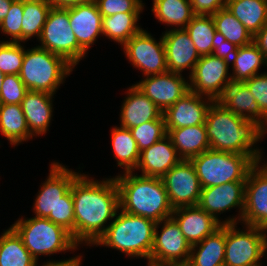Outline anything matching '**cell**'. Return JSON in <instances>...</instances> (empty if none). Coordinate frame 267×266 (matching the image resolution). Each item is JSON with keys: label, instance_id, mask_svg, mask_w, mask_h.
Instances as JSON below:
<instances>
[{"label": "cell", "instance_id": "cell-17", "mask_svg": "<svg viewBox=\"0 0 267 266\" xmlns=\"http://www.w3.org/2000/svg\"><path fill=\"white\" fill-rule=\"evenodd\" d=\"M135 86L164 113L189 91V80L182 74L167 71L146 76Z\"/></svg>", "mask_w": 267, "mask_h": 266}, {"label": "cell", "instance_id": "cell-35", "mask_svg": "<svg viewBox=\"0 0 267 266\" xmlns=\"http://www.w3.org/2000/svg\"><path fill=\"white\" fill-rule=\"evenodd\" d=\"M212 17L216 31L221 33L227 41L238 47L253 42V35L226 7L212 14Z\"/></svg>", "mask_w": 267, "mask_h": 266}, {"label": "cell", "instance_id": "cell-20", "mask_svg": "<svg viewBox=\"0 0 267 266\" xmlns=\"http://www.w3.org/2000/svg\"><path fill=\"white\" fill-rule=\"evenodd\" d=\"M102 15L94 0L69 7L70 25L79 46L86 52L102 35Z\"/></svg>", "mask_w": 267, "mask_h": 266}, {"label": "cell", "instance_id": "cell-9", "mask_svg": "<svg viewBox=\"0 0 267 266\" xmlns=\"http://www.w3.org/2000/svg\"><path fill=\"white\" fill-rule=\"evenodd\" d=\"M242 227L245 229L237 228V223L225 224L224 266H263L267 230L246 224Z\"/></svg>", "mask_w": 267, "mask_h": 266}, {"label": "cell", "instance_id": "cell-25", "mask_svg": "<svg viewBox=\"0 0 267 266\" xmlns=\"http://www.w3.org/2000/svg\"><path fill=\"white\" fill-rule=\"evenodd\" d=\"M54 95L43 91L28 90L21 102L30 133L37 137L49 131L53 117Z\"/></svg>", "mask_w": 267, "mask_h": 266}, {"label": "cell", "instance_id": "cell-50", "mask_svg": "<svg viewBox=\"0 0 267 266\" xmlns=\"http://www.w3.org/2000/svg\"><path fill=\"white\" fill-rule=\"evenodd\" d=\"M147 266H186V265L178 263H159V262L148 261Z\"/></svg>", "mask_w": 267, "mask_h": 266}, {"label": "cell", "instance_id": "cell-1", "mask_svg": "<svg viewBox=\"0 0 267 266\" xmlns=\"http://www.w3.org/2000/svg\"><path fill=\"white\" fill-rule=\"evenodd\" d=\"M81 173L72 183L75 242L93 246L106 232L120 210L119 191L115 178L97 180ZM109 221V224H108Z\"/></svg>", "mask_w": 267, "mask_h": 266}, {"label": "cell", "instance_id": "cell-33", "mask_svg": "<svg viewBox=\"0 0 267 266\" xmlns=\"http://www.w3.org/2000/svg\"><path fill=\"white\" fill-rule=\"evenodd\" d=\"M151 12L155 18L172 29H184L192 20L193 13L190 0H153Z\"/></svg>", "mask_w": 267, "mask_h": 266}, {"label": "cell", "instance_id": "cell-31", "mask_svg": "<svg viewBox=\"0 0 267 266\" xmlns=\"http://www.w3.org/2000/svg\"><path fill=\"white\" fill-rule=\"evenodd\" d=\"M111 146L117 166L124 172H135L140 158L136 140L129 129L114 126L111 129Z\"/></svg>", "mask_w": 267, "mask_h": 266}, {"label": "cell", "instance_id": "cell-44", "mask_svg": "<svg viewBox=\"0 0 267 266\" xmlns=\"http://www.w3.org/2000/svg\"><path fill=\"white\" fill-rule=\"evenodd\" d=\"M237 49L238 46L227 41L226 38L218 31L215 32L213 38V55L230 62L237 52Z\"/></svg>", "mask_w": 267, "mask_h": 266}, {"label": "cell", "instance_id": "cell-16", "mask_svg": "<svg viewBox=\"0 0 267 266\" xmlns=\"http://www.w3.org/2000/svg\"><path fill=\"white\" fill-rule=\"evenodd\" d=\"M161 179L173 209L198 204L201 185L190 160L182 159Z\"/></svg>", "mask_w": 267, "mask_h": 266}, {"label": "cell", "instance_id": "cell-51", "mask_svg": "<svg viewBox=\"0 0 267 266\" xmlns=\"http://www.w3.org/2000/svg\"><path fill=\"white\" fill-rule=\"evenodd\" d=\"M4 76H5V74L2 73L1 70H0V92H1L2 82H3Z\"/></svg>", "mask_w": 267, "mask_h": 266}, {"label": "cell", "instance_id": "cell-43", "mask_svg": "<svg viewBox=\"0 0 267 266\" xmlns=\"http://www.w3.org/2000/svg\"><path fill=\"white\" fill-rule=\"evenodd\" d=\"M244 83L254 96L262 113L267 117V72L254 75Z\"/></svg>", "mask_w": 267, "mask_h": 266}, {"label": "cell", "instance_id": "cell-15", "mask_svg": "<svg viewBox=\"0 0 267 266\" xmlns=\"http://www.w3.org/2000/svg\"><path fill=\"white\" fill-rule=\"evenodd\" d=\"M241 223L267 230V162L265 161L256 162L247 174Z\"/></svg>", "mask_w": 267, "mask_h": 266}, {"label": "cell", "instance_id": "cell-6", "mask_svg": "<svg viewBox=\"0 0 267 266\" xmlns=\"http://www.w3.org/2000/svg\"><path fill=\"white\" fill-rule=\"evenodd\" d=\"M263 155H242L206 150L192 157L201 188L223 185L228 182H246L251 167L263 161Z\"/></svg>", "mask_w": 267, "mask_h": 266}, {"label": "cell", "instance_id": "cell-49", "mask_svg": "<svg viewBox=\"0 0 267 266\" xmlns=\"http://www.w3.org/2000/svg\"><path fill=\"white\" fill-rule=\"evenodd\" d=\"M13 1L14 0H0V23L8 14Z\"/></svg>", "mask_w": 267, "mask_h": 266}, {"label": "cell", "instance_id": "cell-26", "mask_svg": "<svg viewBox=\"0 0 267 266\" xmlns=\"http://www.w3.org/2000/svg\"><path fill=\"white\" fill-rule=\"evenodd\" d=\"M166 130L177 153L184 160H190L210 149L205 124Z\"/></svg>", "mask_w": 267, "mask_h": 266}, {"label": "cell", "instance_id": "cell-46", "mask_svg": "<svg viewBox=\"0 0 267 266\" xmlns=\"http://www.w3.org/2000/svg\"><path fill=\"white\" fill-rule=\"evenodd\" d=\"M253 43L267 59V23L253 36Z\"/></svg>", "mask_w": 267, "mask_h": 266}, {"label": "cell", "instance_id": "cell-36", "mask_svg": "<svg viewBox=\"0 0 267 266\" xmlns=\"http://www.w3.org/2000/svg\"><path fill=\"white\" fill-rule=\"evenodd\" d=\"M51 5L47 0H24L22 18V42L39 39Z\"/></svg>", "mask_w": 267, "mask_h": 266}, {"label": "cell", "instance_id": "cell-41", "mask_svg": "<svg viewBox=\"0 0 267 266\" xmlns=\"http://www.w3.org/2000/svg\"><path fill=\"white\" fill-rule=\"evenodd\" d=\"M27 91L19 75L5 74L0 92V104L21 105Z\"/></svg>", "mask_w": 267, "mask_h": 266}, {"label": "cell", "instance_id": "cell-27", "mask_svg": "<svg viewBox=\"0 0 267 266\" xmlns=\"http://www.w3.org/2000/svg\"><path fill=\"white\" fill-rule=\"evenodd\" d=\"M225 224L204 240L191 246L186 266H224Z\"/></svg>", "mask_w": 267, "mask_h": 266}, {"label": "cell", "instance_id": "cell-48", "mask_svg": "<svg viewBox=\"0 0 267 266\" xmlns=\"http://www.w3.org/2000/svg\"><path fill=\"white\" fill-rule=\"evenodd\" d=\"M92 0H47V2L54 8H67L81 3L90 2Z\"/></svg>", "mask_w": 267, "mask_h": 266}, {"label": "cell", "instance_id": "cell-39", "mask_svg": "<svg viewBox=\"0 0 267 266\" xmlns=\"http://www.w3.org/2000/svg\"><path fill=\"white\" fill-rule=\"evenodd\" d=\"M25 47L21 42L0 41V70L4 74L18 75L22 67Z\"/></svg>", "mask_w": 267, "mask_h": 266}, {"label": "cell", "instance_id": "cell-38", "mask_svg": "<svg viewBox=\"0 0 267 266\" xmlns=\"http://www.w3.org/2000/svg\"><path fill=\"white\" fill-rule=\"evenodd\" d=\"M142 151L167 135L165 119H156L129 129Z\"/></svg>", "mask_w": 267, "mask_h": 266}, {"label": "cell", "instance_id": "cell-28", "mask_svg": "<svg viewBox=\"0 0 267 266\" xmlns=\"http://www.w3.org/2000/svg\"><path fill=\"white\" fill-rule=\"evenodd\" d=\"M0 134L13 147L33 139L34 136L28 129L21 105L0 104Z\"/></svg>", "mask_w": 267, "mask_h": 266}, {"label": "cell", "instance_id": "cell-23", "mask_svg": "<svg viewBox=\"0 0 267 266\" xmlns=\"http://www.w3.org/2000/svg\"><path fill=\"white\" fill-rule=\"evenodd\" d=\"M181 160L171 139L166 135L152 146L140 151L135 170L141 171L142 176L162 178Z\"/></svg>", "mask_w": 267, "mask_h": 266}, {"label": "cell", "instance_id": "cell-19", "mask_svg": "<svg viewBox=\"0 0 267 266\" xmlns=\"http://www.w3.org/2000/svg\"><path fill=\"white\" fill-rule=\"evenodd\" d=\"M212 99L189 90L164 113L166 128H181L205 124Z\"/></svg>", "mask_w": 267, "mask_h": 266}, {"label": "cell", "instance_id": "cell-10", "mask_svg": "<svg viewBox=\"0 0 267 266\" xmlns=\"http://www.w3.org/2000/svg\"><path fill=\"white\" fill-rule=\"evenodd\" d=\"M38 41L39 47L63 57L74 68L87 56L71 28L69 7L49 10Z\"/></svg>", "mask_w": 267, "mask_h": 266}, {"label": "cell", "instance_id": "cell-24", "mask_svg": "<svg viewBox=\"0 0 267 266\" xmlns=\"http://www.w3.org/2000/svg\"><path fill=\"white\" fill-rule=\"evenodd\" d=\"M121 106L120 127L130 129L143 123L164 119L162 111L135 84L125 92Z\"/></svg>", "mask_w": 267, "mask_h": 266}, {"label": "cell", "instance_id": "cell-2", "mask_svg": "<svg viewBox=\"0 0 267 266\" xmlns=\"http://www.w3.org/2000/svg\"><path fill=\"white\" fill-rule=\"evenodd\" d=\"M205 127L212 150L242 155H262V149L256 147V144L265 137V134L251 121L235 115L218 101H213L209 106Z\"/></svg>", "mask_w": 267, "mask_h": 266}, {"label": "cell", "instance_id": "cell-14", "mask_svg": "<svg viewBox=\"0 0 267 266\" xmlns=\"http://www.w3.org/2000/svg\"><path fill=\"white\" fill-rule=\"evenodd\" d=\"M160 227L161 230L159 231ZM190 251L191 245L172 217L156 223L149 261L186 265L189 260Z\"/></svg>", "mask_w": 267, "mask_h": 266}, {"label": "cell", "instance_id": "cell-13", "mask_svg": "<svg viewBox=\"0 0 267 266\" xmlns=\"http://www.w3.org/2000/svg\"><path fill=\"white\" fill-rule=\"evenodd\" d=\"M246 182H228L223 185L201 188L198 206L212 215L221 224L241 223ZM238 208V215L220 220L221 214Z\"/></svg>", "mask_w": 267, "mask_h": 266}, {"label": "cell", "instance_id": "cell-5", "mask_svg": "<svg viewBox=\"0 0 267 266\" xmlns=\"http://www.w3.org/2000/svg\"><path fill=\"white\" fill-rule=\"evenodd\" d=\"M156 222L120 209L106 232L93 245L116 249L128 257L150 260Z\"/></svg>", "mask_w": 267, "mask_h": 266}, {"label": "cell", "instance_id": "cell-47", "mask_svg": "<svg viewBox=\"0 0 267 266\" xmlns=\"http://www.w3.org/2000/svg\"><path fill=\"white\" fill-rule=\"evenodd\" d=\"M82 255H77L76 257H71L69 259H64V260H49L47 262L44 261L42 265L38 266H81L82 262Z\"/></svg>", "mask_w": 267, "mask_h": 266}, {"label": "cell", "instance_id": "cell-45", "mask_svg": "<svg viewBox=\"0 0 267 266\" xmlns=\"http://www.w3.org/2000/svg\"><path fill=\"white\" fill-rule=\"evenodd\" d=\"M190 2L194 14L212 15L226 7L227 0H190Z\"/></svg>", "mask_w": 267, "mask_h": 266}, {"label": "cell", "instance_id": "cell-37", "mask_svg": "<svg viewBox=\"0 0 267 266\" xmlns=\"http://www.w3.org/2000/svg\"><path fill=\"white\" fill-rule=\"evenodd\" d=\"M185 30L189 33L200 56L212 54L216 32L212 15L195 14Z\"/></svg>", "mask_w": 267, "mask_h": 266}, {"label": "cell", "instance_id": "cell-8", "mask_svg": "<svg viewBox=\"0 0 267 266\" xmlns=\"http://www.w3.org/2000/svg\"><path fill=\"white\" fill-rule=\"evenodd\" d=\"M21 237L24 246L38 261L40 256L74 251L80 247L71 233L61 225L43 217L19 218L10 225Z\"/></svg>", "mask_w": 267, "mask_h": 266}, {"label": "cell", "instance_id": "cell-29", "mask_svg": "<svg viewBox=\"0 0 267 266\" xmlns=\"http://www.w3.org/2000/svg\"><path fill=\"white\" fill-rule=\"evenodd\" d=\"M232 68V82H244L254 75L260 74L259 69L267 66V59L259 48L252 42L249 45L238 47L230 61ZM259 72V73H258Z\"/></svg>", "mask_w": 267, "mask_h": 266}, {"label": "cell", "instance_id": "cell-32", "mask_svg": "<svg viewBox=\"0 0 267 266\" xmlns=\"http://www.w3.org/2000/svg\"><path fill=\"white\" fill-rule=\"evenodd\" d=\"M0 266H38V261L11 226L0 236Z\"/></svg>", "mask_w": 267, "mask_h": 266}, {"label": "cell", "instance_id": "cell-3", "mask_svg": "<svg viewBox=\"0 0 267 266\" xmlns=\"http://www.w3.org/2000/svg\"><path fill=\"white\" fill-rule=\"evenodd\" d=\"M120 209L126 213L160 222L170 218L173 207L161 178L124 172L115 177Z\"/></svg>", "mask_w": 267, "mask_h": 266}, {"label": "cell", "instance_id": "cell-12", "mask_svg": "<svg viewBox=\"0 0 267 266\" xmlns=\"http://www.w3.org/2000/svg\"><path fill=\"white\" fill-rule=\"evenodd\" d=\"M128 61L146 76L168 71L163 37L157 41L152 34L141 29L123 46Z\"/></svg>", "mask_w": 267, "mask_h": 266}, {"label": "cell", "instance_id": "cell-21", "mask_svg": "<svg viewBox=\"0 0 267 266\" xmlns=\"http://www.w3.org/2000/svg\"><path fill=\"white\" fill-rule=\"evenodd\" d=\"M218 102L235 115L251 121L265 135L267 134V117L244 82H232Z\"/></svg>", "mask_w": 267, "mask_h": 266}, {"label": "cell", "instance_id": "cell-18", "mask_svg": "<svg viewBox=\"0 0 267 266\" xmlns=\"http://www.w3.org/2000/svg\"><path fill=\"white\" fill-rule=\"evenodd\" d=\"M169 72L181 74L188 69L192 73L200 55L189 33L184 29H171L162 33Z\"/></svg>", "mask_w": 267, "mask_h": 266}, {"label": "cell", "instance_id": "cell-42", "mask_svg": "<svg viewBox=\"0 0 267 266\" xmlns=\"http://www.w3.org/2000/svg\"><path fill=\"white\" fill-rule=\"evenodd\" d=\"M102 17L118 13H141L144 5L142 0H94Z\"/></svg>", "mask_w": 267, "mask_h": 266}, {"label": "cell", "instance_id": "cell-40", "mask_svg": "<svg viewBox=\"0 0 267 266\" xmlns=\"http://www.w3.org/2000/svg\"><path fill=\"white\" fill-rule=\"evenodd\" d=\"M24 12V0H14L9 12L0 23L1 33L11 37L7 42L22 43V18Z\"/></svg>", "mask_w": 267, "mask_h": 266}, {"label": "cell", "instance_id": "cell-4", "mask_svg": "<svg viewBox=\"0 0 267 266\" xmlns=\"http://www.w3.org/2000/svg\"><path fill=\"white\" fill-rule=\"evenodd\" d=\"M49 176L41 184L33 203L36 217L49 219L71 233L75 241V216L71 185L81 174L59 162H51Z\"/></svg>", "mask_w": 267, "mask_h": 266}, {"label": "cell", "instance_id": "cell-34", "mask_svg": "<svg viewBox=\"0 0 267 266\" xmlns=\"http://www.w3.org/2000/svg\"><path fill=\"white\" fill-rule=\"evenodd\" d=\"M141 13H118L102 18V33L108 39L123 46L142 28L139 26Z\"/></svg>", "mask_w": 267, "mask_h": 266}, {"label": "cell", "instance_id": "cell-11", "mask_svg": "<svg viewBox=\"0 0 267 266\" xmlns=\"http://www.w3.org/2000/svg\"><path fill=\"white\" fill-rule=\"evenodd\" d=\"M230 62L213 54L200 56L189 77V90L218 101L232 83Z\"/></svg>", "mask_w": 267, "mask_h": 266}, {"label": "cell", "instance_id": "cell-22", "mask_svg": "<svg viewBox=\"0 0 267 266\" xmlns=\"http://www.w3.org/2000/svg\"><path fill=\"white\" fill-rule=\"evenodd\" d=\"M171 217L191 246L201 242L221 226L220 222L198 205L175 208Z\"/></svg>", "mask_w": 267, "mask_h": 266}, {"label": "cell", "instance_id": "cell-7", "mask_svg": "<svg viewBox=\"0 0 267 266\" xmlns=\"http://www.w3.org/2000/svg\"><path fill=\"white\" fill-rule=\"evenodd\" d=\"M73 69L63 57L35 46L25 49L18 75L28 90L54 95Z\"/></svg>", "mask_w": 267, "mask_h": 266}, {"label": "cell", "instance_id": "cell-30", "mask_svg": "<svg viewBox=\"0 0 267 266\" xmlns=\"http://www.w3.org/2000/svg\"><path fill=\"white\" fill-rule=\"evenodd\" d=\"M226 8L253 36L267 23V0H227Z\"/></svg>", "mask_w": 267, "mask_h": 266}]
</instances>
